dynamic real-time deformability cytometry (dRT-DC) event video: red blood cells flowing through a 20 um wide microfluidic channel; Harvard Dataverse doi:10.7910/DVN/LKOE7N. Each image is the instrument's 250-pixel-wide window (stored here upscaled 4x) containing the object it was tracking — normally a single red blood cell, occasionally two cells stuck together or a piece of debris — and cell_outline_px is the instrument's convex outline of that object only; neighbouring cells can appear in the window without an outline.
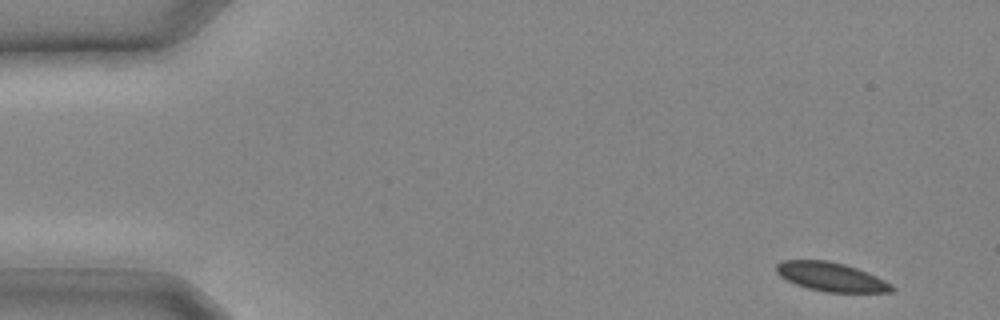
{"species": "common noctule bat (a hibernating species)", "species_latin": "Nyctalus noctula", "temperature_condition": "cold", "stored_images_in_passage": 8, "camera_frame_rate_fps": 3000, "um_per_image_px": 0.085, "animal": {"sex": "male", "body_mass_g": 20.4}, "frame": {"image": 1, "passage_image": 2, "time_ms": 0.333, "image_size_px": [1000, 320], "cell_outline_px": [[896, 288], [892, 292], [824, 292], [808, 288], [796, 284], [780, 276], [776, 272], [776, 264], [784, 260], [828, 260], [844, 264], [856, 268], [876, 276], [892, 284]], "centroid_in_image_um": [70.65, 23.53], "position_along_channel_um": 14.4, "area_um2": 19.36}}